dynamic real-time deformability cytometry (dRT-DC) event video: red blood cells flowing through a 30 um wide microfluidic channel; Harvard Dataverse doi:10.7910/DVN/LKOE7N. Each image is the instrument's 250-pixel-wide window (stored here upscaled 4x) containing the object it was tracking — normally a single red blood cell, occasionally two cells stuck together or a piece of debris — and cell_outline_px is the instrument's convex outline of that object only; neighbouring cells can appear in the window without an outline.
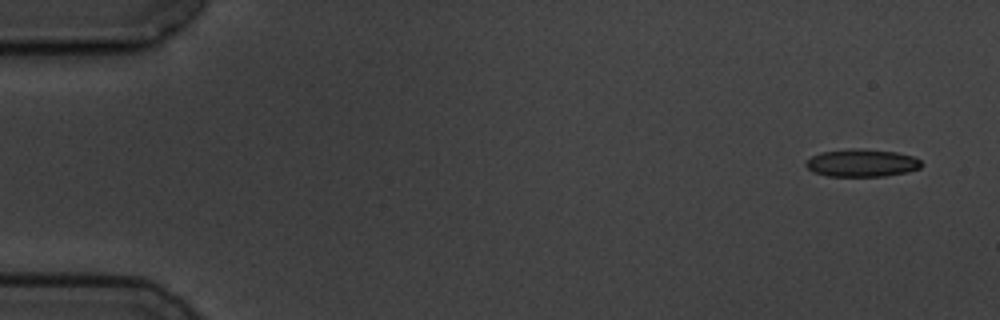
{"species": "common noctule bat (a hibernating species)", "species_latin": "Nyctalus noctula", "temperature_condition": "cold", "stored_images_in_passage": 6, "segment_of_instrument_passage": [2, 2], "camera_frame_rate_fps": 3000, "um_per_image_px": 0.085, "animal": {"sex": "male", "body_mass_g": 19.5, "forearm_length_mm": 54.6}, "frame": {"image": 1, "passage_image": 6, "time_ms": 6.0, "image_size_px": [1000, 320], "cell_outline_px": [[924, 164], [920, 168], [908, 172], [884, 176], [828, 176], [812, 172], [804, 164], [812, 156], [820, 152], [852, 148], [856, 148], [896, 152], [912, 156], [920, 160]], "centroid_in_image_um": [73.26, 13.85], "position_along_channel_um": 11.7, "area_um2": 18.67}}